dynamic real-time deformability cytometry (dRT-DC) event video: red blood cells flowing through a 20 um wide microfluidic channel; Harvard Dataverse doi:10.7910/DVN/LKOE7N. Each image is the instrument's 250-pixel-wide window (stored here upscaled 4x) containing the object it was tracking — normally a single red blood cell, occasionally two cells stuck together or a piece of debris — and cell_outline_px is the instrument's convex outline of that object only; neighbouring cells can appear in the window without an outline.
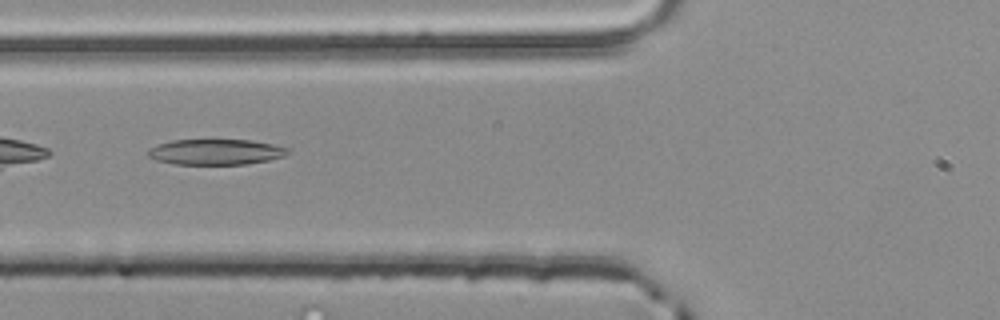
{"species": "common noctule bat (a hibernating species)", "species_latin": "Nyctalus noctula", "temperature_condition": "room temperature", "stored_images_in_passage": 5, "camera_frame_rate_fps": 3000, "um_per_image_px": 0.085, "animal": {"sex": "male", "body_mass_g": 20.4}, "frame": {"image": 1, "passage_image": 4, "time_ms": 1.0, "image_size_px": [1000, 320], "cell_outline_px": [[292, 152], [284, 156], [268, 160], [248, 164], [176, 164], [156, 160], [148, 156], [148, 148], [156, 144], [172, 140], [252, 140], [272, 144], [288, 148]], "centroid_in_image_um": [18.34, 12.91], "position_along_channel_um": 107.5, "area_um2": 20.92}}
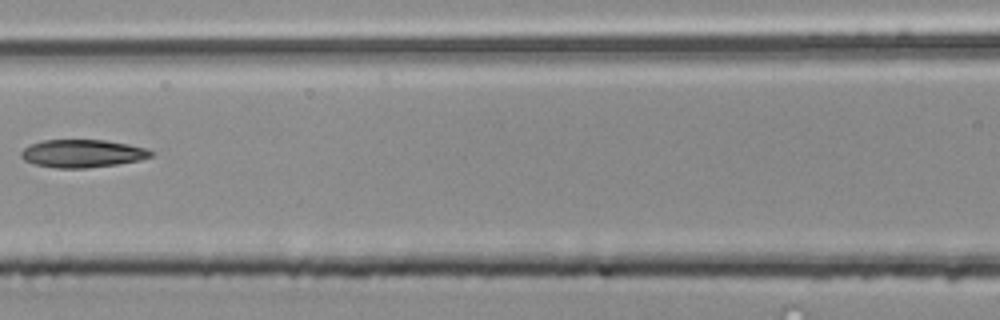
{"frame": {"image": 2, "passage_image": 5, "time_ms": 1.333, "image_size_px": [1000, 320], "cell_outline_px": [[156, 152], [152, 156], [140, 160], [116, 164], [88, 168], [56, 168], [32, 164], [24, 160], [20, 156], [20, 152], [28, 144], [44, 140], [104, 140], [128, 144], [148, 148]], "centroid_in_image_um": [7.0, 13.04], "position_along_channel_um": 159.6, "area_um2": 21.33}}